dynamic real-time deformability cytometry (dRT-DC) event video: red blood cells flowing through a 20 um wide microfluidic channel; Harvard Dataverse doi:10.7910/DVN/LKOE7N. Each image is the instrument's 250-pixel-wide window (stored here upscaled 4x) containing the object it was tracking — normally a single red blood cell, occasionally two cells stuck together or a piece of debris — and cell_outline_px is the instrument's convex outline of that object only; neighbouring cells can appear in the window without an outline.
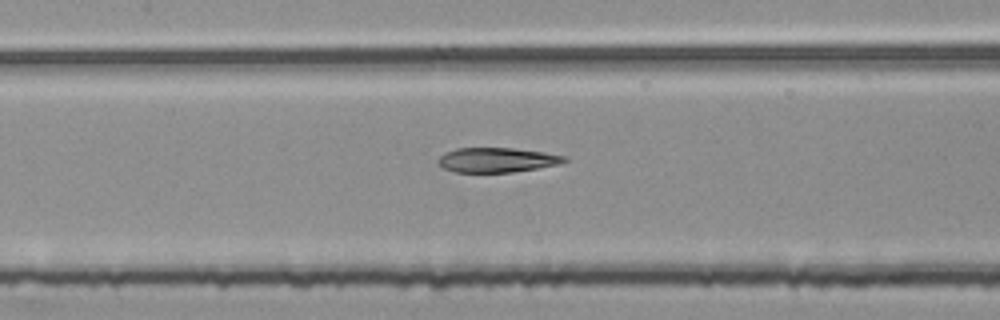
{"species": "common noctule bat (a hibernating species)", "species_latin": "Nyctalus noctula", "temperature_condition": "room temperature", "stored_images_in_passage": 50, "segment_of_instrument_passage": [2, 2], "camera_frame_rate_fps": 3000, "um_per_image_px": 0.085, "animal": {"sex": "female", "body_mass_g": 25.1}, "frame": {"image": 1, "passage_image": 21, "time_ms": 6.667, "image_size_px": [1000, 320], "cell_outline_px": [[568, 160], [560, 164], [512, 172], [456, 172], [444, 168], [436, 160], [444, 152], [456, 148], [512, 148], [544, 152], [568, 156]], "centroid_in_image_um": [42.25, 13.59], "position_along_channel_um": 165.1, "area_um2": 18.15}}
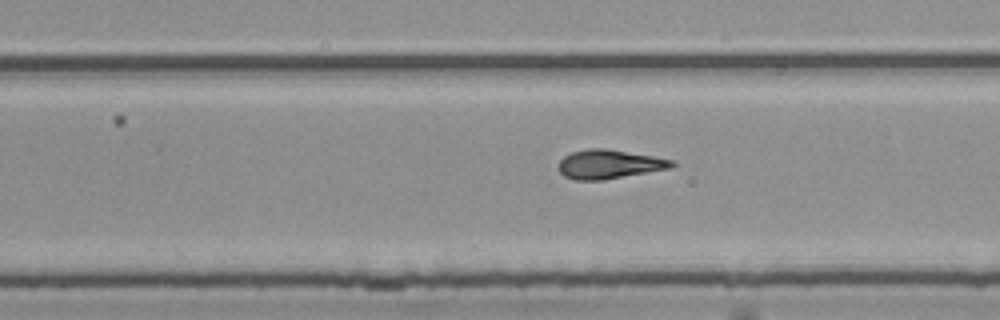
{"frame": {"image": 2, "passage_image": 30, "time_ms": 9.667, "image_size_px": [1000, 320], "cell_outline_px": [[676, 164], [668, 168], [604, 180], [576, 180], [564, 176], [556, 168], [556, 164], [564, 156], [572, 152], [588, 148], [604, 148], [676, 160]], "centroid_in_image_um": [51.72, 13.96], "position_along_channel_um": 278.1, "area_um2": 19.13}}
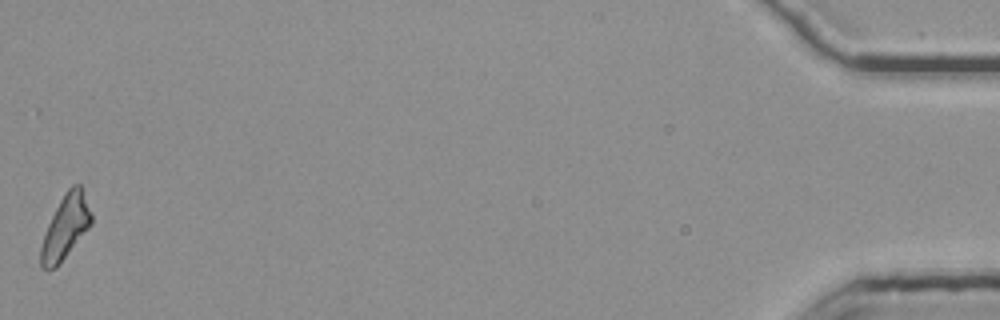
{"frame": {"image": 3, "passage_image": 50, "time_ms": 16.333, "image_size_px": [1000, 320], "cell_outline_px": [[92, 224], [56, 268], [40, 268], [40, 248], [44, 232], [64, 192], [72, 184], [80, 184], [92, 216]], "centroid_in_image_um": [5.55, 19.31], "position_along_channel_um": 429.7, "area_um2": 18.55}}